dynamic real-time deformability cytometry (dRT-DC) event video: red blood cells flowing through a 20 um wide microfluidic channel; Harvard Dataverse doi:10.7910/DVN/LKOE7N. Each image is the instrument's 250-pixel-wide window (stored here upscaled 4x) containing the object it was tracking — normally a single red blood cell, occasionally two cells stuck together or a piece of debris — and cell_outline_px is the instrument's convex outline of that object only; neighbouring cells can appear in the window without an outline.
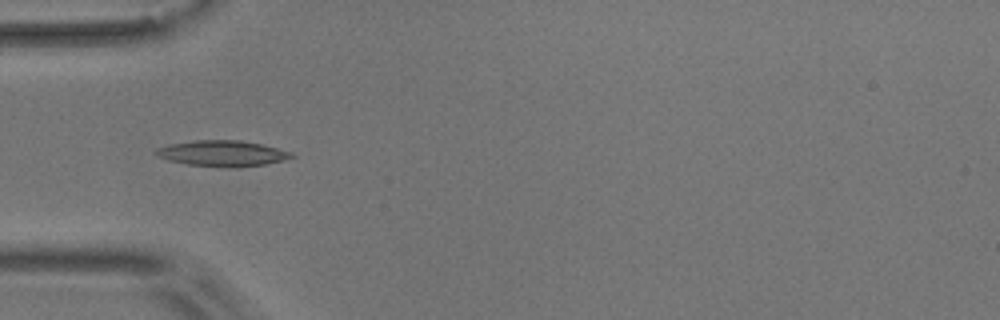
{"species": "common noctule bat (a hibernating species)", "species_latin": "Nyctalus noctula", "temperature_condition": "room temperature", "stored_images_in_passage": 7, "camera_frame_rate_fps": 3000, "um_per_image_px": 0.085, "animal": {"sex": "male", "body_mass_g": 17.9}, "frame": {"image": 1, "passage_image": 3, "time_ms": 3.333, "image_size_px": [1000, 320], "cell_outline_px": [[296, 156], [284, 160], [264, 164], [236, 168], [188, 164], [168, 160], [152, 152], [156, 148], [172, 144], [196, 140], [240, 140], [260, 144], [292, 152]], "centroid_in_image_um": [18.91, 13.04], "position_along_channel_um": 66.1, "area_um2": 20.17}}
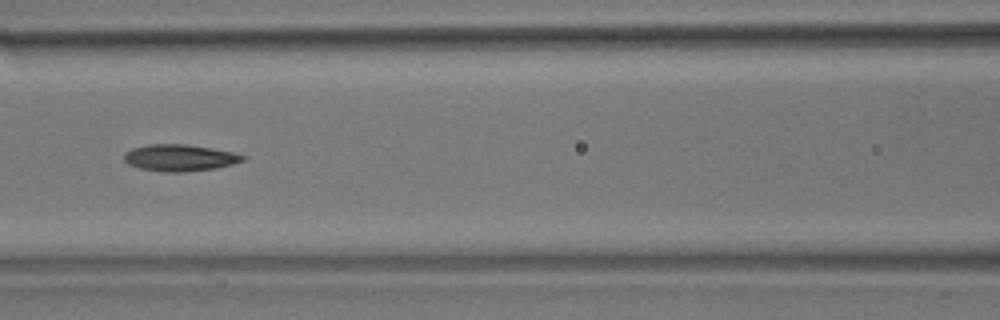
{"frame": {"image": 2, "passage_image": 5, "time_ms": 5.667, "image_size_px": [1000, 320], "cell_outline_px": [[248, 156], [244, 160], [232, 164], [216, 168], [184, 172], [164, 172], [140, 168], [128, 164], [124, 160], [124, 152], [132, 148], [148, 144], [184, 144], [212, 148], [232, 152]], "centroid_in_image_um": [15.27, 13.41], "position_along_channel_um": 151.3, "area_um2": 18.5}}
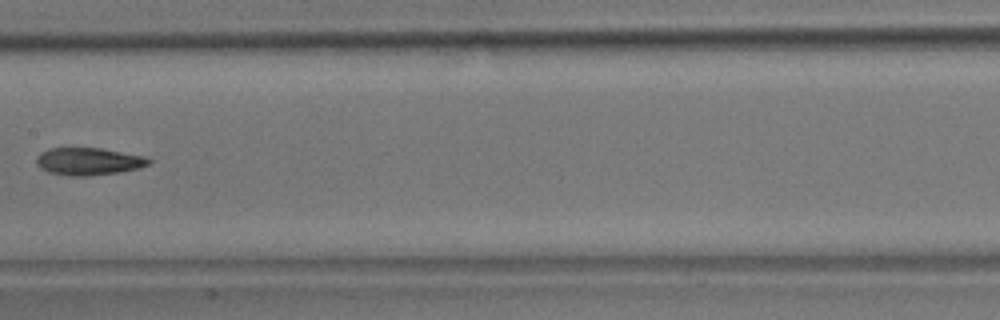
{"frame": {"image": 3, "passage_image": 6, "time_ms": 7.0, "image_size_px": [1000, 320], "cell_outline_px": [[152, 160], [148, 164], [140, 168], [120, 172], [88, 176], [68, 176], [48, 172], [40, 168], [36, 164], [36, 156], [40, 152], [48, 148], [100, 148], [144, 156]], "centroid_in_image_um": [7.49, 13.72], "position_along_channel_um": 199.9, "area_um2": 18.09}}